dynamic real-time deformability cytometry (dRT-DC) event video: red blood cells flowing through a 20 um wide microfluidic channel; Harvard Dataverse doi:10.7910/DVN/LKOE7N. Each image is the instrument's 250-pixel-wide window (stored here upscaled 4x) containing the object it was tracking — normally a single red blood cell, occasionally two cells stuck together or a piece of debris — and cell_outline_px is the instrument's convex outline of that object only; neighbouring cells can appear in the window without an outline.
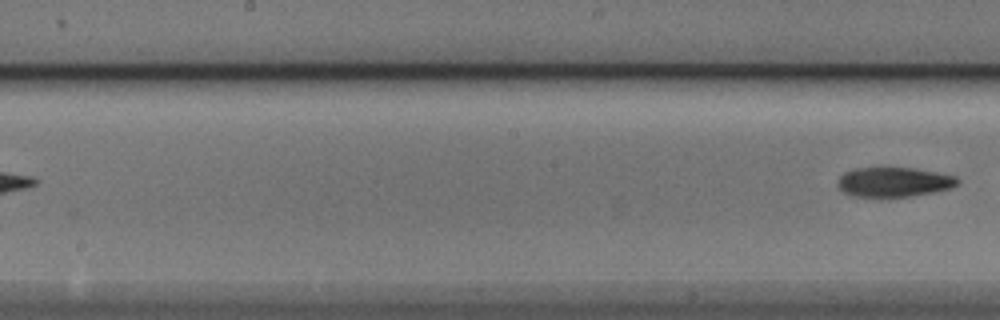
{"species": "Egyptian fruit bat (a non-hibernating species)", "species_latin": "Rousettus aegyptiacus", "temperature_condition": "cold", "stored_images_in_passage": 5, "segment_of_instrument_passage": [2, 2], "camera_frame_rate_fps": 3000, "um_per_image_px": 0.085, "animal": {"sex": "male"}, "frame": {"image": 1, "passage_image": 5, "time_ms": 5.0, "image_size_px": [1000, 320], "cell_outline_px": [[960, 180], [952, 188], [936, 192], [888, 200], [852, 196], [844, 192], [836, 184], [836, 180], [844, 172], [856, 168], [912, 168], [936, 172], [956, 176]], "centroid_in_image_um": [75.95, 15.52], "position_along_channel_um": 172.3, "area_um2": 21.5}}